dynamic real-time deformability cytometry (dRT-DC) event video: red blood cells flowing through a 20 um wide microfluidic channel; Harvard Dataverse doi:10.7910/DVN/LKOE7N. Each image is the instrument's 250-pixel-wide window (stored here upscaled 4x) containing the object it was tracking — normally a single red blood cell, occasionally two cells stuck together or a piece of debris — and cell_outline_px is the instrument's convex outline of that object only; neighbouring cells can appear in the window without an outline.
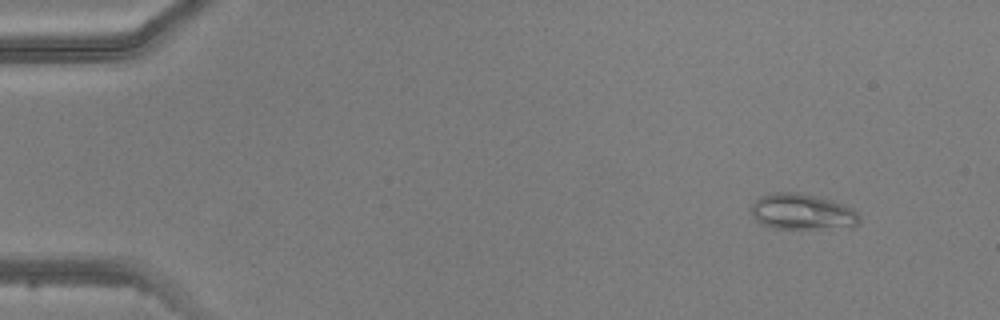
{"species": "common noctule bat (a hibernating species)", "species_latin": "Nyctalus noctula", "temperature_condition": "warm", "stored_images_in_passage": 3, "camera_frame_rate_fps": 3000, "um_per_image_px": 0.085, "animal": {"sex": "male", "body_mass_g": 20.5, "forearm_length_mm": 52.5}, "frame": {"image": 1, "passage_image": 1, "time_ms": 0.0, "image_size_px": [1000, 320], "cell_outline_px": [[860, 224], [852, 228], [776, 228], [760, 224], [752, 216], [752, 204], [760, 196], [772, 192], [800, 192], [832, 200], [852, 208], [860, 216]], "centroid_in_image_um": [68.22, 18.0], "position_along_channel_um": 16.8, "area_um2": 22.83}}